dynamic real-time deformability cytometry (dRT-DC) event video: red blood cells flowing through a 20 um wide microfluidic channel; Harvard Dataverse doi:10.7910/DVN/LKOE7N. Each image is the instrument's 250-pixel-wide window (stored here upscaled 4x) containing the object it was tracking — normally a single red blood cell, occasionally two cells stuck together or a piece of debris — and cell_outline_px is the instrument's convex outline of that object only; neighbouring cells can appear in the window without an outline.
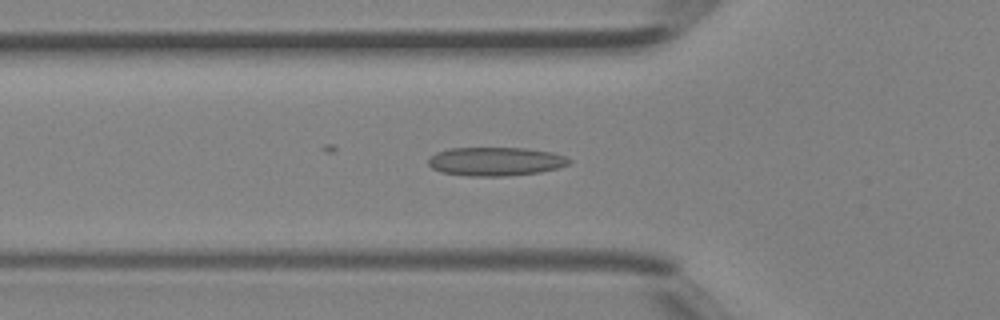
{"species": "Egyptian fruit bat (a non-hibernating species)", "species_latin": "Rousettus aegyptiacus", "temperature_condition": "room temperature", "stored_images_in_passage": 41, "camera_frame_rate_fps": 3000, "um_per_image_px": 0.085, "animal": {"sex": "female"}, "frame": {"image": 1, "passage_image": 14, "time_ms": 4.333, "image_size_px": [1000, 320], "cell_outline_px": [[572, 160], [568, 164], [560, 168], [540, 172], [504, 176], [468, 176], [440, 172], [432, 168], [428, 164], [428, 160], [436, 152], [448, 148], [528, 148], [552, 152], [564, 156]], "centroid_in_image_um": [42.12, 13.72], "position_along_channel_um": 83.7, "area_um2": 23.64}}
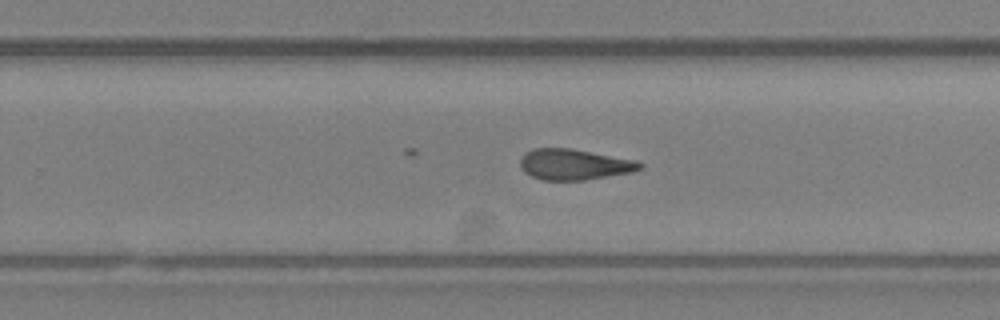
{"frame": {"image": 2, "passage_image": 26, "time_ms": 8.333, "image_size_px": [1000, 320], "cell_outline_px": [[644, 168], [632, 172], [584, 180], [544, 180], [532, 176], [524, 172], [520, 164], [520, 160], [524, 152], [532, 148], [568, 148], [636, 160], [644, 164]], "centroid_in_image_um": [48.81, 13.97], "position_along_channel_um": 281.0, "area_um2": 21.44}}
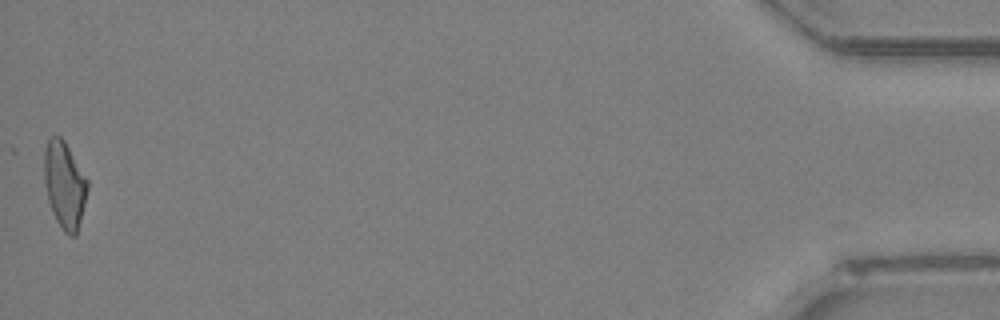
{"frame": {"image": 3, "passage_image": 41, "time_ms": 13.333, "image_size_px": [1000, 320], "cell_outline_px": [[88, 188], [76, 236], [68, 236], [64, 232], [56, 220], [52, 212], [48, 200], [44, 180], [44, 148], [48, 140], [52, 136], [60, 136], [64, 140], [88, 180]], "centroid_in_image_um": [5.47, 15.71], "position_along_channel_um": 429.7, "area_um2": 21.79}}